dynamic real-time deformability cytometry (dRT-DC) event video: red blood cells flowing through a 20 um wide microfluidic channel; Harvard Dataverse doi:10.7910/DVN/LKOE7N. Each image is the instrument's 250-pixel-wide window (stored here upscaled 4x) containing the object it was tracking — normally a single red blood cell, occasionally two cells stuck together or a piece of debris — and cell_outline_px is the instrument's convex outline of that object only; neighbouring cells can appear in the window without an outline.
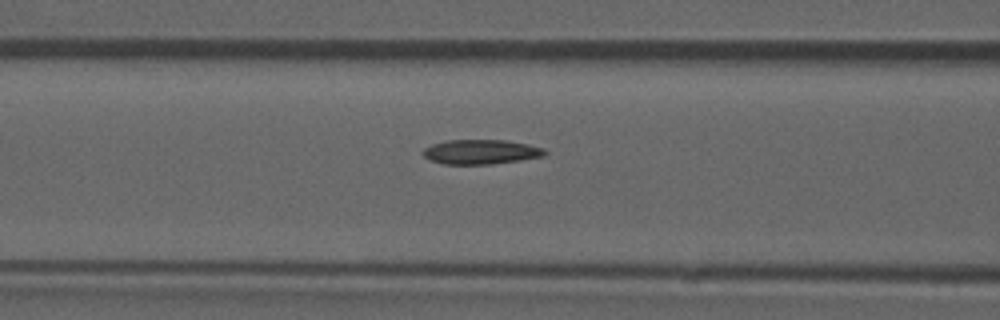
{"species": "common noctule bat (a hibernating species)", "species_latin": "Nyctalus noctula", "temperature_condition": "room temperature", "stored_images_in_passage": 13, "camera_frame_rate_fps": 3000, "um_per_image_px": 0.085, "animal": {"sex": "male", "forearm_length_mm": 52.5}, "frame": {"image": 1, "passage_image": 11, "time_ms": 3.333, "image_size_px": [1000, 320], "cell_outline_px": [[548, 152], [544, 156], [520, 160], [492, 164], [444, 164], [432, 160], [424, 156], [424, 148], [432, 144], [448, 140], [504, 140], [528, 144], [544, 148]], "centroid_in_image_um": [40.91, 12.9], "position_along_channel_um": 125.7, "area_um2": 17.34}}